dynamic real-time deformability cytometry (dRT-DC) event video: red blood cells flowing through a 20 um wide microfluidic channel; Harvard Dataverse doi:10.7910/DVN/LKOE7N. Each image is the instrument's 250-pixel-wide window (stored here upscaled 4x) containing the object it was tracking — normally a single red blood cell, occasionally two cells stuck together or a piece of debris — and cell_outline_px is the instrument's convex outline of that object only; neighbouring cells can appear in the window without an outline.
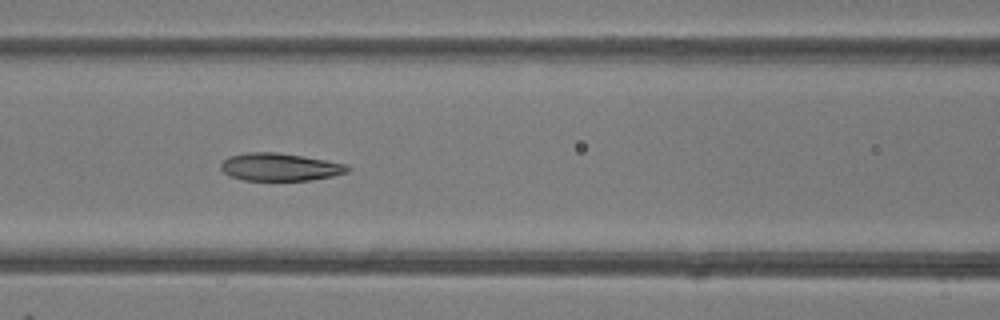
{"species": "common noctule bat (a hibernating species)", "species_latin": "Nyctalus noctula", "temperature_condition": "room temperature", "stored_images_in_passage": 7, "camera_frame_rate_fps": 3000, "um_per_image_px": 0.085, "animal": {"sex": "female"}, "frame": {"image": 1, "passage_image": 7, "time_ms": 6.667, "image_size_px": [1000, 320], "cell_outline_px": [[352, 168], [348, 172], [332, 176], [312, 180], [244, 180], [228, 176], [220, 168], [220, 164], [228, 156], [244, 152], [276, 152], [348, 164]], "centroid_in_image_um": [23.77, 14.19], "position_along_channel_um": 142.8, "area_um2": 20.52}}